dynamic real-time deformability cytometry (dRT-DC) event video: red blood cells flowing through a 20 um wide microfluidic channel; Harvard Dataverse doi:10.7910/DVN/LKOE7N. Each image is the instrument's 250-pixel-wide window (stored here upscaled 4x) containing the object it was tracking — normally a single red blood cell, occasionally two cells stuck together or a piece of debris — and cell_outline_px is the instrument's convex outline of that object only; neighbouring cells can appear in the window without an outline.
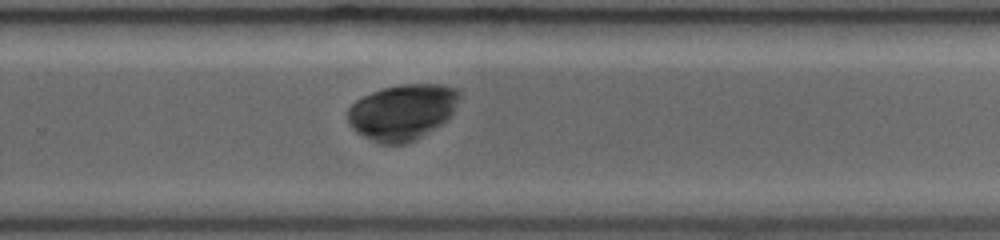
{"species": "common noctule bat (a hibernating species)", "species_latin": "Nyctalus noctula", "temperature_condition": "room temperature", "stored_images_in_passage": 28, "camera_frame_rate_fps": 3000, "um_per_image_px": 0.085, "animal": {"sex": "female", "body_mass_g": 19.0, "forearm_length_mm": 53.3}, "frame": {"image": 1, "passage_image": 19, "time_ms": 6.0, "image_size_px": [1000, 240], "cell_outline_px": [[460, 96], [452, 112], [440, 124], [420, 136], [404, 144], [380, 144], [356, 132], [352, 128], [348, 120], [348, 108], [356, 100], [372, 92], [384, 88], [404, 84], [444, 84], [456, 88], [460, 92]], "centroid_in_image_um": [34.18, 9.5], "position_along_channel_um": 295.6, "area_um2": 35.78}}